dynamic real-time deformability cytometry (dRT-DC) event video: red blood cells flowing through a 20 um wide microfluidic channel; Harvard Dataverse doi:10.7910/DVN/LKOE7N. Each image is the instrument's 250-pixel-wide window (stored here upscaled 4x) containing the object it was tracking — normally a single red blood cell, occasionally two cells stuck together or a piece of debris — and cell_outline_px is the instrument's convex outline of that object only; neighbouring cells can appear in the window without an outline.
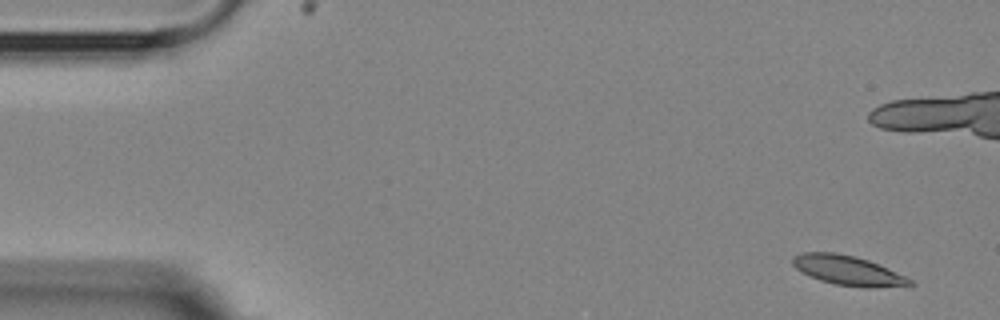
{"species": "Egyptian fruit bat (a non-hibernating species)", "species_latin": "Rousettus aegyptiacus", "temperature_condition": "room temperature", "stored_images_in_passage": 8, "camera_frame_rate_fps": 3000, "um_per_image_px": 0.085, "animal": {"sex": "female"}, "frame": {"image": 1, "passage_image": 1, "time_ms": 0.0, "image_size_px": [1000, 320], "cell_outline_px": [[916, 284], [912, 288], [868, 288], [836, 284], [820, 280], [796, 268], [792, 264], [792, 256], [804, 252], [836, 252], [856, 256], [868, 260], [888, 268], [912, 280]], "centroid_in_image_um": [72.19, 23.01], "position_along_channel_um": 12.8, "area_um2": 20.58}}